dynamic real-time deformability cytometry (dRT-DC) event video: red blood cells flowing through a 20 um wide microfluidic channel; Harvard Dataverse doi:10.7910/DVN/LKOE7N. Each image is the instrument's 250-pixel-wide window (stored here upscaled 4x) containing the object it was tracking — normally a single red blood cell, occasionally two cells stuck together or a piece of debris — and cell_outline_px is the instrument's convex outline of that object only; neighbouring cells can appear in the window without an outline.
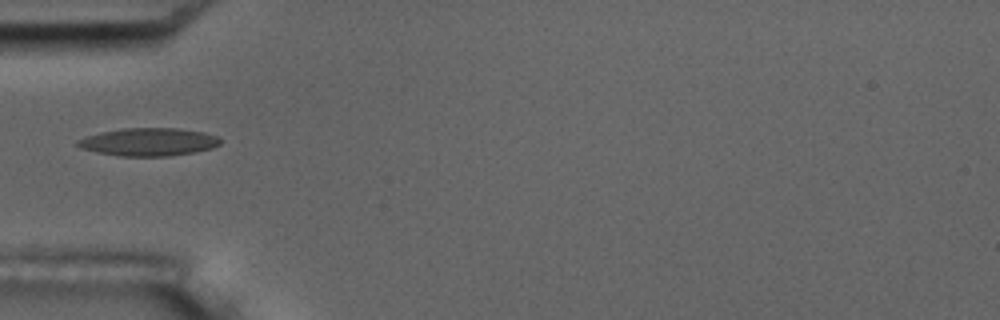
{"species": "common noctule bat (a hibernating species)", "species_latin": "Nyctalus noctula", "temperature_condition": "room temperature", "stored_images_in_passage": 4, "camera_frame_rate_fps": 3000, "um_per_image_px": 0.085, "animal": {"sex": "male", "body_mass_g": 17.5, "forearm_length_mm": 52.3}, "frame": {"image": 1, "passage_image": 1, "time_ms": 0.0, "image_size_px": [1000, 320], "cell_outline_px": [[220, 144], [212, 148], [196, 152], [168, 156], [120, 156], [96, 152], [80, 148], [76, 144], [76, 140], [100, 132], [124, 128], [176, 128], [204, 132], [216, 136], [220, 140]], "centroid_in_image_um": [12.62, 12.07], "position_along_channel_um": 72.4, "area_um2": 23.18}}
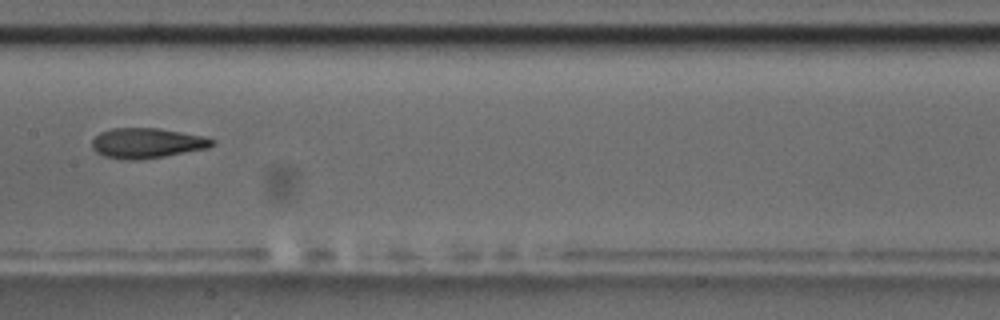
{"frame": {"image": 2, "passage_image": 4, "time_ms": 3.333, "image_size_px": [1000, 320], "cell_outline_px": [[216, 144], [208, 148], [164, 156], [140, 160], [120, 160], [104, 156], [96, 152], [92, 148], [92, 140], [100, 132], [112, 128], [160, 128], [204, 136], [216, 140]], "centroid_in_image_um": [12.49, 12.17], "position_along_channel_um": 194.9, "area_um2": 21.33}}